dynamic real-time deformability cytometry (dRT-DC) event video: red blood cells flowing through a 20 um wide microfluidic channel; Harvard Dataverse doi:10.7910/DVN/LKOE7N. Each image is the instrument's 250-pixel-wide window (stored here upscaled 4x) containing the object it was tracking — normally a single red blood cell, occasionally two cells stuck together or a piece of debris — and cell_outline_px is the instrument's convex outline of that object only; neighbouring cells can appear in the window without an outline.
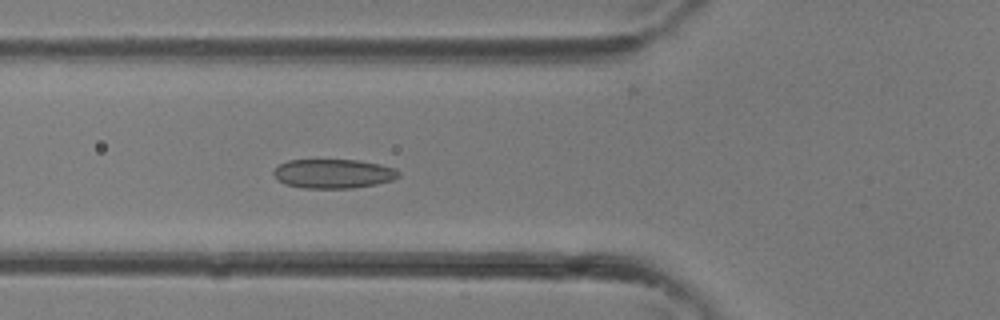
{"species": "common noctule bat (a hibernating species)", "species_latin": "Nyctalus noctula", "temperature_condition": "room temperature", "stored_images_in_passage": 36, "camera_frame_rate_fps": 3000, "um_per_image_px": 0.085, "animal": {"sex": "female"}, "frame": {"image": 1, "passage_image": 13, "time_ms": 4.0, "image_size_px": [1000, 320], "cell_outline_px": [[400, 176], [392, 180], [376, 184], [352, 188], [304, 188], [284, 184], [276, 180], [272, 172], [280, 164], [288, 160], [360, 160], [380, 164], [396, 168], [400, 172]], "centroid_in_image_um": [28.33, 14.76], "position_along_channel_um": 97.5, "area_um2": 21.44}}
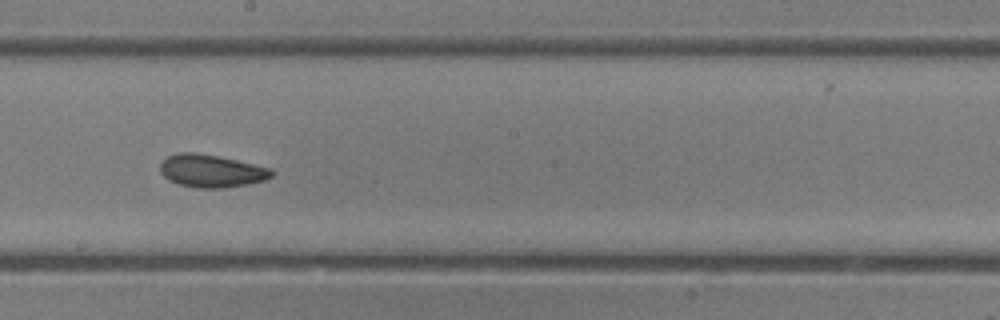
{"frame": {"image": 2, "passage_image": 20, "time_ms": 6.333, "image_size_px": [1000, 320], "cell_outline_px": [[276, 172], [272, 176], [264, 180], [248, 184], [224, 188], [196, 188], [180, 184], [168, 180], [160, 172], [160, 164], [168, 156], [180, 152], [196, 152], [236, 160], [272, 168]], "centroid_in_image_um": [17.98, 14.53], "position_along_channel_um": 230.2, "area_um2": 21.27}}
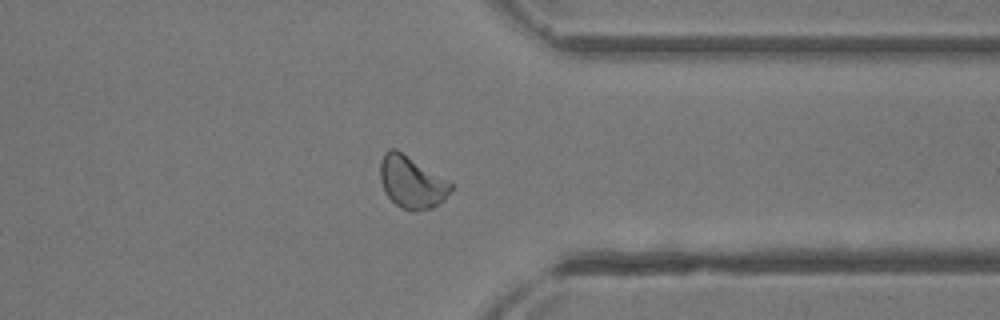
{"frame": {"image": 3, "passage_image": 28, "time_ms": 9.0, "image_size_px": [1000, 320], "cell_outline_px": [[452, 188], [444, 200], [432, 208], [400, 208], [384, 192], [380, 180], [380, 160], [384, 152], [388, 148], [396, 148], [452, 184]], "centroid_in_image_um": [34.93, 15.44], "position_along_channel_um": 376.5, "area_um2": 20.92}}